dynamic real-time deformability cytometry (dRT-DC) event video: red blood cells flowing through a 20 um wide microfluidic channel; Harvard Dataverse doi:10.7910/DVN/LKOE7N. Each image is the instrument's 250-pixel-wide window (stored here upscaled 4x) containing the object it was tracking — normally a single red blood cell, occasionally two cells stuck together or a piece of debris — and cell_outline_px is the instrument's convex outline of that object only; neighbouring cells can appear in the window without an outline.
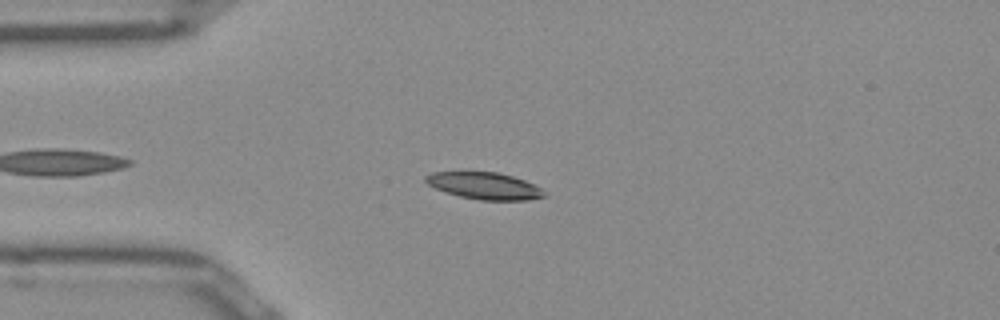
{"species": "Egyptian fruit bat (a non-hibernating species)", "species_latin": "Rousettus aegyptiacus", "temperature_condition": "room temperature", "stored_images_in_passage": 37, "camera_frame_rate_fps": 3000, "um_per_image_px": 0.085, "frame": {"image": 1, "passage_image": 7, "time_ms": 2.0, "image_size_px": [1000, 320], "cell_outline_px": [[548, 196], [528, 200], [480, 200], [460, 196], [436, 188], [428, 184], [424, 180], [424, 176], [432, 172], [496, 172], [512, 176], [524, 180], [540, 188]], "centroid_in_image_um": [41.18, 15.79], "position_along_channel_um": 43.8, "area_um2": 18.38}}
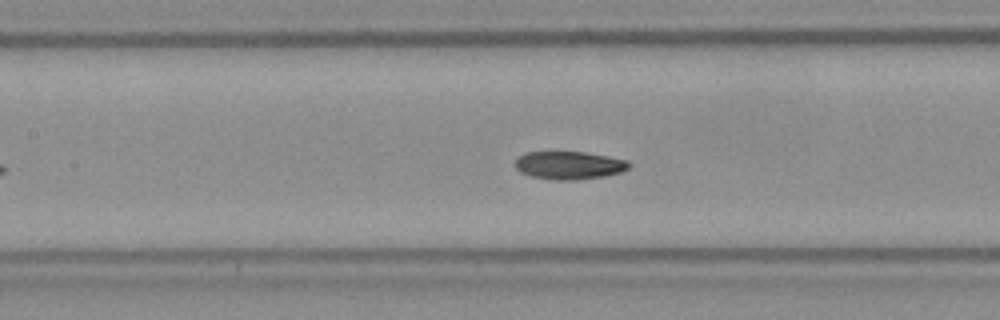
{"frame": {"image": 2, "passage_image": 17, "time_ms": 5.333, "image_size_px": [1000, 320], "cell_outline_px": [[632, 164], [628, 168], [620, 172], [604, 176], [576, 180], [552, 180], [532, 176], [520, 172], [516, 168], [516, 160], [520, 156], [528, 152], [584, 152], [608, 156], [628, 160]], "centroid_in_image_um": [48.4, 14.05], "position_along_channel_um": 159.0, "area_um2": 18.5}}
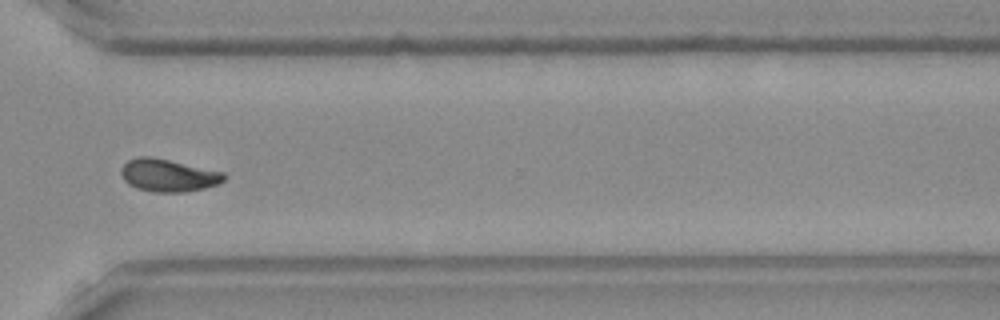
{"frame": {"image": 3, "passage_image": 32, "time_ms": 10.333, "image_size_px": [1000, 320], "cell_outline_px": [[228, 176], [220, 184], [204, 188], [184, 192], [156, 192], [136, 188], [128, 184], [124, 180], [120, 172], [120, 168], [128, 160], [140, 156], [152, 156], [224, 172]], "centroid_in_image_um": [14.31, 14.9], "position_along_channel_um": 356.3, "area_um2": 19.71}, "authors_computed_cell_mechanics": {"area_um2": 18.785, "velocity_mm_per_s": 3.9451, "shape_relaxation_time_tau1_ms": null, "shape_relaxation_time_tau2_ms": 3.5607, "deformation_change_tau1": null, "deformation_change_tau2": 0.0762}}